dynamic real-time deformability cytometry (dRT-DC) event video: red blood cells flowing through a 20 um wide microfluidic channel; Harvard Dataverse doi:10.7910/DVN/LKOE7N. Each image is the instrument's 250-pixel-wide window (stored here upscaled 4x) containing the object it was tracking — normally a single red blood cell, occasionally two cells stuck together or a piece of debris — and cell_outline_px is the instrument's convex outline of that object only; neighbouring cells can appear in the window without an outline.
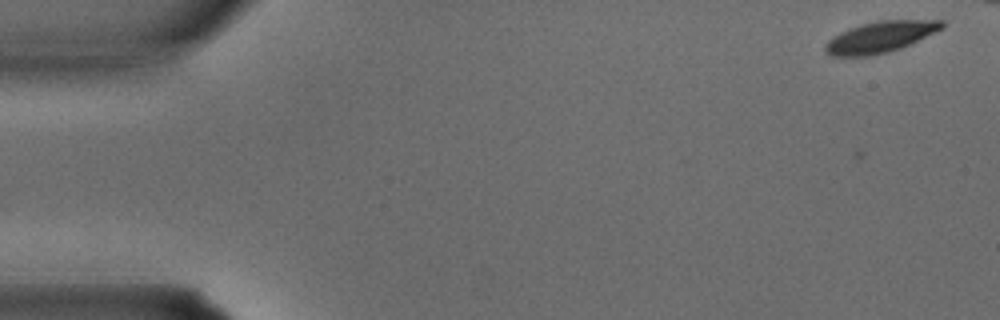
{"species": "common noctule bat (a hibernating species)", "species_latin": "Nyctalus noctula", "temperature_condition": "warm", "stored_images_in_passage": 33, "camera_frame_rate_fps": 3000, "um_per_image_px": 0.085, "animal": {"sex": "male", "body_mass_g": 15.6}, "frame": {"image": 1, "passage_image": 2, "time_ms": 0.333, "image_size_px": [1000, 320], "cell_outline_px": [[944, 28], [900, 48], [888, 52], [868, 56], [828, 56], [824, 52], [824, 44], [832, 36], [848, 28], [860, 24], [880, 20], [944, 20]], "centroid_in_image_um": [74.76, 3.14], "position_along_channel_um": 10.2, "area_um2": 21.27}}
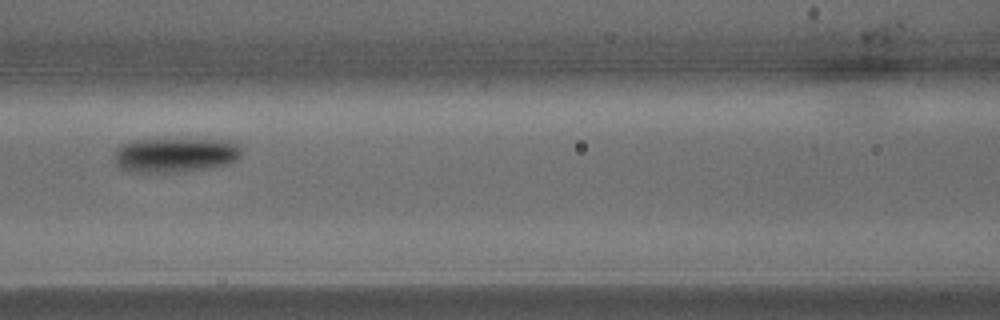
{"frame": {"image": 2, "passage_image": 16, "time_ms": 5.0, "image_size_px": [1000, 320], "cell_outline_px": [[240, 156], [236, 160], [228, 164], [208, 168], [180, 172], [132, 172], [120, 168], [116, 164], [116, 148], [120, 144], [136, 140], [228, 140], [240, 144]], "centroid_in_image_um": [14.91, 13.18], "position_along_channel_um": 151.7, "area_um2": 25.49}}
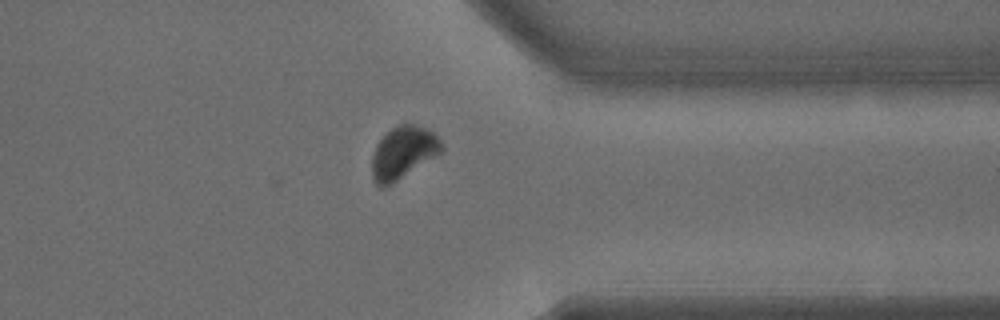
{"frame": {"image": 3, "passage_image": 28, "time_ms": 9.0, "image_size_px": [1000, 320], "cell_outline_px": [[444, 152], [384, 188], [380, 188], [372, 180], [372, 156], [376, 144], [392, 128], [400, 124], [416, 124], [432, 132], [444, 144]], "centroid_in_image_um": [34.28, 12.99], "position_along_channel_um": 377.1, "area_um2": 21.33}}